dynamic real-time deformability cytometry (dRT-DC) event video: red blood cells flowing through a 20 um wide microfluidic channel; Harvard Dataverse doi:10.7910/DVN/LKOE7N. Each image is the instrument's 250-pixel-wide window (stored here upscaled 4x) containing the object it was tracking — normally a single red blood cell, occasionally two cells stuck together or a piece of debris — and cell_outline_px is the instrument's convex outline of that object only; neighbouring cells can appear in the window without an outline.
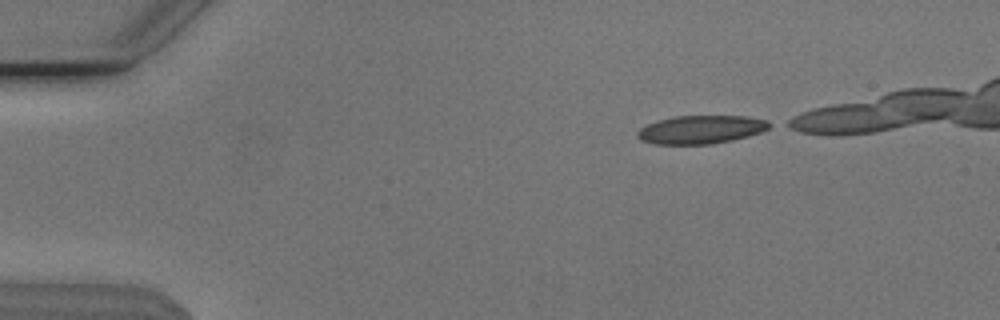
{"species": "Egyptian fruit bat (a non-hibernating species)", "species_latin": "Rousettus aegyptiacus", "temperature_condition": "cold", "stored_images_in_passage": 37, "camera_frame_rate_fps": 3000, "um_per_image_px": 0.085, "animal": {"sex": "male"}, "frame": {"image": 1, "passage_image": 1, "time_ms": 0.0, "image_size_px": [1000, 320], "cell_outline_px": [[776, 124], [760, 132], [748, 136], [732, 140], [712, 144], [656, 144], [640, 140], [636, 136], [636, 132], [640, 128], [648, 124], [660, 120], [676, 116], [744, 116], [768, 120]], "centroid_in_image_um": [59.61, 11.01], "position_along_channel_um": 25.4, "area_um2": 21.79}}
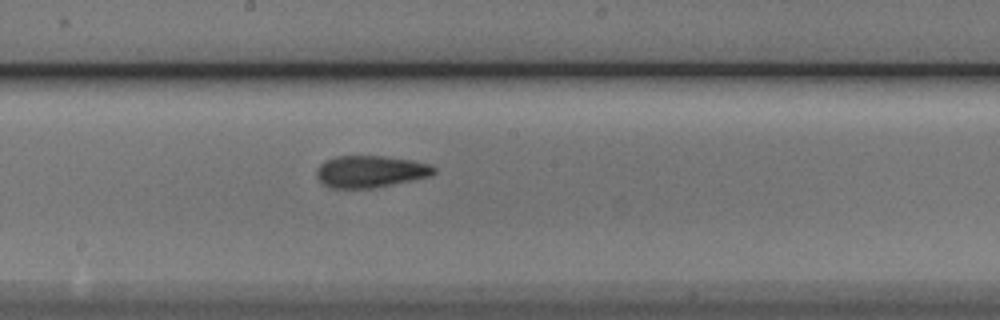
{"frame": {"image": 2, "passage_image": 22, "time_ms": 7.0, "image_size_px": [1000, 320], "cell_outline_px": [[436, 172], [432, 176], [372, 188], [332, 188], [324, 184], [316, 176], [316, 168], [324, 160], [336, 156], [388, 156], [412, 160], [432, 164], [436, 168]], "centroid_in_image_um": [31.5, 14.56], "position_along_channel_um": 216.7, "area_um2": 22.02}}
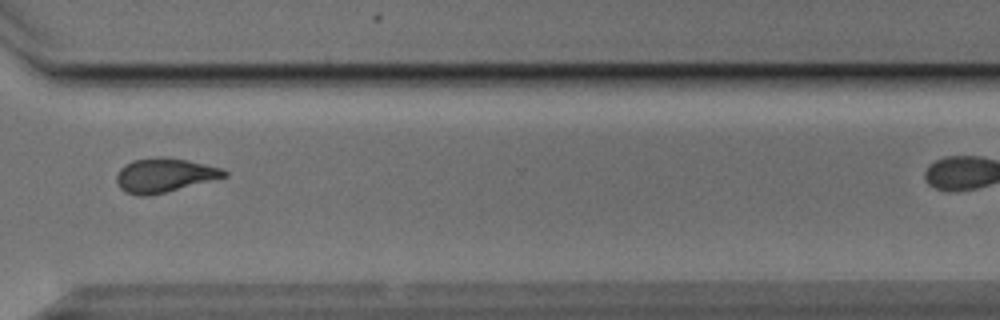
{"frame": {"image": 3, "passage_image": 33, "time_ms": 10.667, "image_size_px": [1000, 320], "cell_outline_px": [[228, 176], [164, 192], [144, 196], [140, 196], [124, 192], [120, 188], [116, 180], [116, 176], [120, 168], [124, 164], [132, 160], [156, 156], [160, 156], [184, 160], [224, 168], [228, 172]], "centroid_in_image_um": [13.94, 14.88], "position_along_channel_um": 356.7, "area_um2": 21.27}}